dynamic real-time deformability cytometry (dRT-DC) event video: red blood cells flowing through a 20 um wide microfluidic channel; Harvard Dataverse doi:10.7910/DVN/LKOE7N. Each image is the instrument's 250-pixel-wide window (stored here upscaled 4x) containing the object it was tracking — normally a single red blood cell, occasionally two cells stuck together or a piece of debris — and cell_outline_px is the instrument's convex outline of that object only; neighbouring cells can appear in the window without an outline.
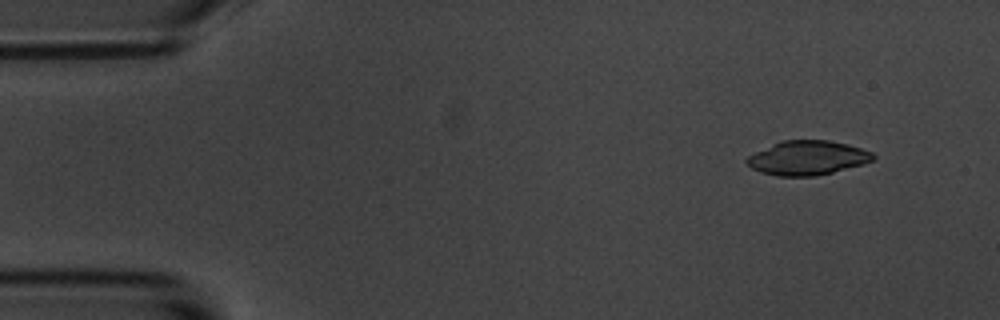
{"species": "common noctule bat (a hibernating species)", "species_latin": "Nyctalus noctula", "temperature_condition": "room temperature", "stored_images_in_passage": 4, "camera_frame_rate_fps": 3000, "um_per_image_px": 0.085, "animal": {"sex": "male", "body_mass_g": 20.1, "forearm_length_mm": 53.5}, "frame": {"image": 1, "passage_image": 1, "time_ms": 0.0, "image_size_px": [1000, 320], "cell_outline_px": [[876, 156], [872, 160], [864, 164], [816, 176], [776, 176], [760, 172], [752, 168], [744, 160], [748, 156], [756, 152], [784, 140], [828, 140], [848, 144], [872, 152]], "centroid_in_image_um": [68.65, 13.43], "position_along_channel_um": 16.4, "area_um2": 25.03}}
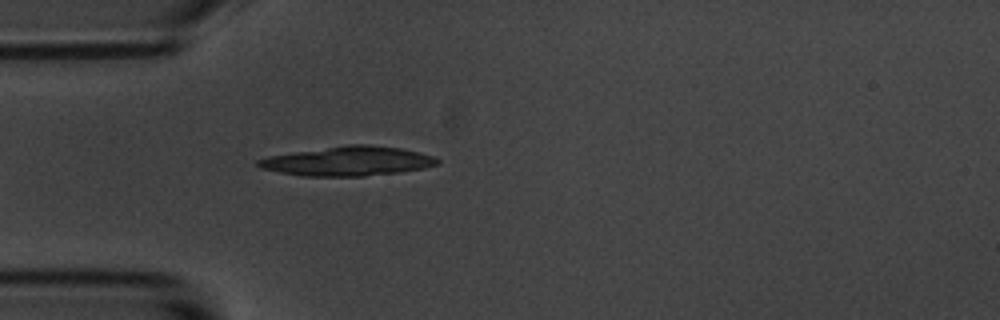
{"frame": {"image": 2, "passage_image": 4, "time_ms": 3.667, "image_size_px": [1000, 320], "cell_outline_px": [[440, 164], [424, 168], [400, 172], [364, 176], [304, 176], [280, 172], [260, 168], [256, 164], [256, 160], [268, 156], [348, 144], [368, 144], [400, 148], [432, 156], [440, 160]], "centroid_in_image_um": [29.57, 13.7], "position_along_channel_um": 55.4, "area_um2": 30.52}}